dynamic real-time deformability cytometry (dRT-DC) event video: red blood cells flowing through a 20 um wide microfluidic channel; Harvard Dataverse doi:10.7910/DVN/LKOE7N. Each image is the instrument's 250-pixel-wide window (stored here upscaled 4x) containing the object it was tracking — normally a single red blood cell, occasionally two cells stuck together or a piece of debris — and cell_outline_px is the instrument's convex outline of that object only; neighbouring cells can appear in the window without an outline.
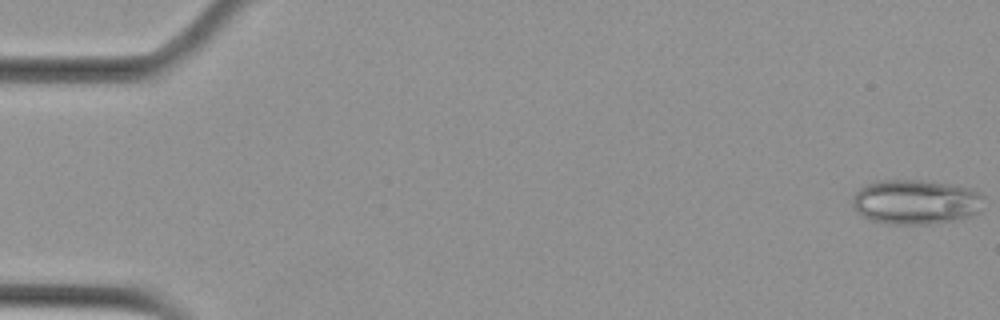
{"species": "Egyptian fruit bat (a non-hibernating species)", "species_latin": "Rousettus aegyptiacus", "temperature_condition": "cold", "stored_images_in_passage": 5, "camera_frame_rate_fps": 3000, "um_per_image_px": 0.085, "animal": {"sex": "female"}, "frame": {"image": 1, "passage_image": 1, "time_ms": 0.0, "image_size_px": [1000, 320], "cell_outline_px": [[984, 196], [980, 212], [972, 216], [952, 220], [920, 224], [888, 224], [872, 220], [856, 212], [852, 204], [852, 196], [860, 188], [876, 180], [916, 180], [948, 184], [968, 188]], "centroid_in_image_um": [77.81, 17.16], "position_along_channel_um": 7.2, "area_um2": 33.99}}